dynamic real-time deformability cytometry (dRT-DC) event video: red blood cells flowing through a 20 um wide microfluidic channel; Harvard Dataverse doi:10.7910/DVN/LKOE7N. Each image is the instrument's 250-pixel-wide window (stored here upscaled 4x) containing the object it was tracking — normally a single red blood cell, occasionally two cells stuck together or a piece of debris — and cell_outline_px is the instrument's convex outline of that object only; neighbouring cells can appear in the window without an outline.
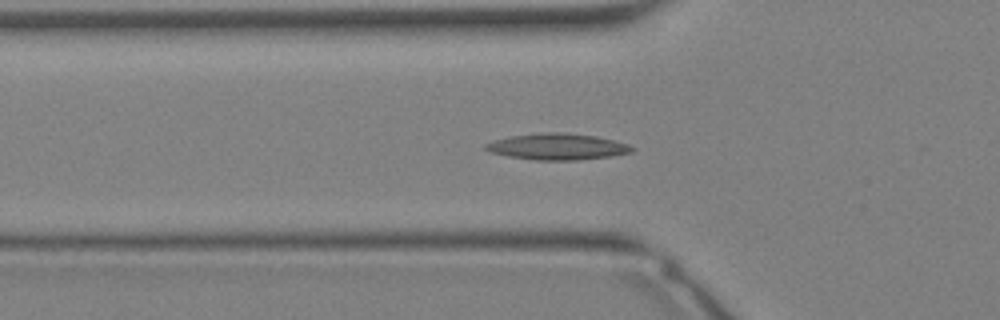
{"species": "Egyptian fruit bat (a non-hibernating species)", "species_latin": "Rousettus aegyptiacus", "temperature_condition": "warm", "stored_images_in_passage": 35, "camera_frame_rate_fps": 3000, "um_per_image_px": 0.085, "animal": {"sex": "female"}, "frame": {"image": 1, "passage_image": 12, "time_ms": 3.667, "image_size_px": [1000, 320], "cell_outline_px": [[636, 148], [632, 152], [612, 156], [576, 160], [532, 160], [508, 156], [488, 152], [484, 148], [484, 144], [492, 140], [512, 136], [540, 132], [564, 132], [596, 136], [628, 144]], "centroid_in_image_um": [47.34, 12.46], "position_along_channel_um": 78.5, "area_um2": 22.6}}
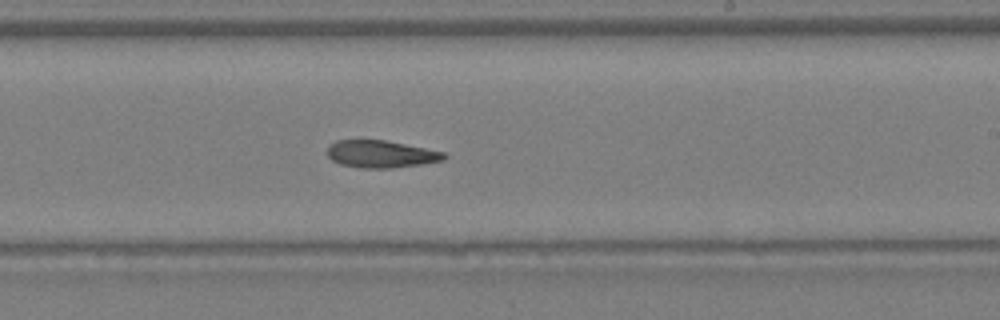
{"frame": {"image": 2, "passage_image": 21, "time_ms": 6.667, "image_size_px": [1000, 320], "cell_outline_px": [[448, 156], [444, 160], [420, 164], [392, 168], [364, 168], [340, 164], [332, 160], [328, 156], [328, 144], [336, 140], [384, 140], [444, 152]], "centroid_in_image_um": [32.36, 13.09], "position_along_channel_um": 256.6, "area_um2": 18.44}}
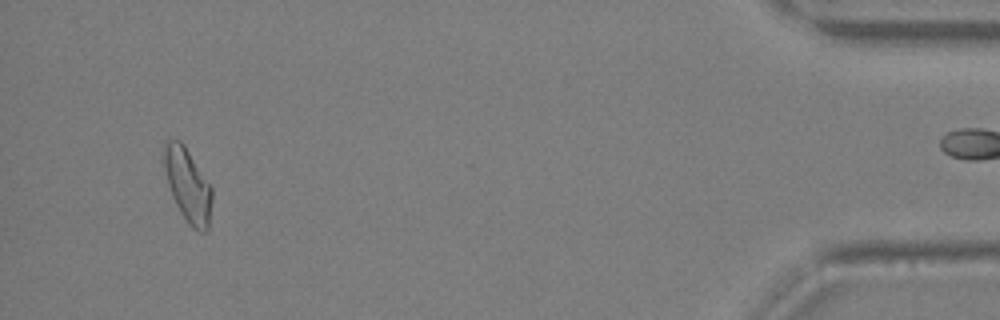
{"frame": {"image": 3, "passage_image": 33, "time_ms": 10.667, "image_size_px": [1000, 320], "cell_outline_px": [[212, 200], [208, 228], [204, 232], [200, 232], [192, 228], [188, 224], [180, 212], [172, 196], [168, 184], [164, 168], [164, 144], [168, 140], [180, 140], [184, 144], [212, 188]], "centroid_in_image_um": [15.96, 15.76], "position_along_channel_um": 419.2, "area_um2": 20.4}}